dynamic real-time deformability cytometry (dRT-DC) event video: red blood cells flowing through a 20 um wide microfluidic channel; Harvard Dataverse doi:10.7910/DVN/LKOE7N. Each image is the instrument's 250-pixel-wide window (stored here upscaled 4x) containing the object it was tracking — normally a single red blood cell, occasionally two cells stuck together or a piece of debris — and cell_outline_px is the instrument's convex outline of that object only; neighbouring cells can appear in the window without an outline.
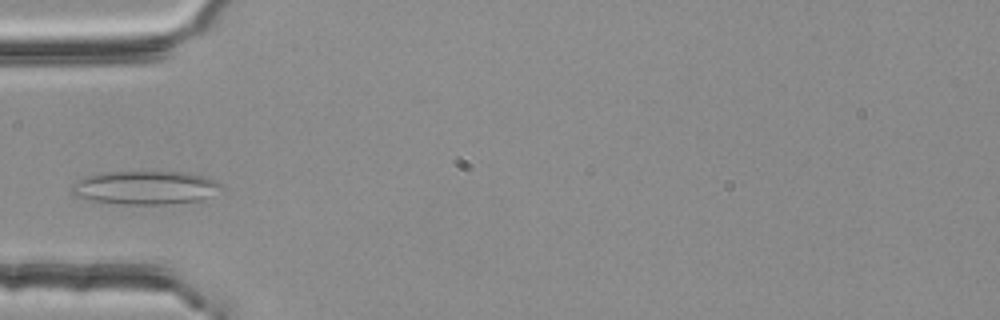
{"species": "common noctule bat (a hibernating species)", "species_latin": "Nyctalus noctula", "temperature_condition": "room temperature", "stored_images_in_passage": 3, "camera_frame_rate_fps": 3000, "um_per_image_px": 0.085, "animal": {"sex": "female", "body_mass_g": 25.1}, "frame": {"image": 1, "passage_image": 3, "time_ms": 0.667, "image_size_px": [1000, 320], "cell_outline_px": [[220, 184], [208, 196], [200, 200], [164, 204], [124, 204], [88, 200], [76, 196], [68, 188], [72, 184], [88, 176], [100, 172], [188, 172], [208, 176], [216, 180]], "centroid_in_image_um": [12.28, 15.94], "position_along_channel_um": 72.7, "area_um2": 28.9}}